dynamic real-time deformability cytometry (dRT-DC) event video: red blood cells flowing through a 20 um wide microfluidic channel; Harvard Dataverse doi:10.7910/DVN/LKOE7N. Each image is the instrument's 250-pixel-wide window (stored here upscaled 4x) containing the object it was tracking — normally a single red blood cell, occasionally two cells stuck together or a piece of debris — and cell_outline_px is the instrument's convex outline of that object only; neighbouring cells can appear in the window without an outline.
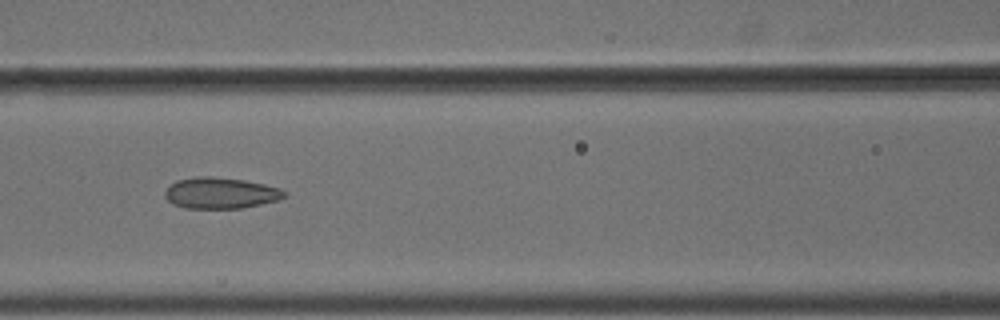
{"species": "common noctule bat (a hibernating species)", "species_latin": "Nyctalus noctula", "temperature_condition": "cold", "stored_images_in_passage": 10, "camera_frame_rate_fps": 3000, "um_per_image_px": 0.085, "animal": {"sex": "male", "body_mass_g": 18.8}, "frame": {"image": 1, "passage_image": 6, "time_ms": 1.667, "image_size_px": [1000, 320], "cell_outline_px": [[288, 192], [280, 200], [240, 208], [184, 208], [172, 204], [164, 196], [164, 192], [176, 180], [196, 176], [212, 176], [244, 180], [264, 184], [280, 188]], "centroid_in_image_um": [18.74, 16.4], "position_along_channel_um": 147.9, "area_um2": 21.73}}
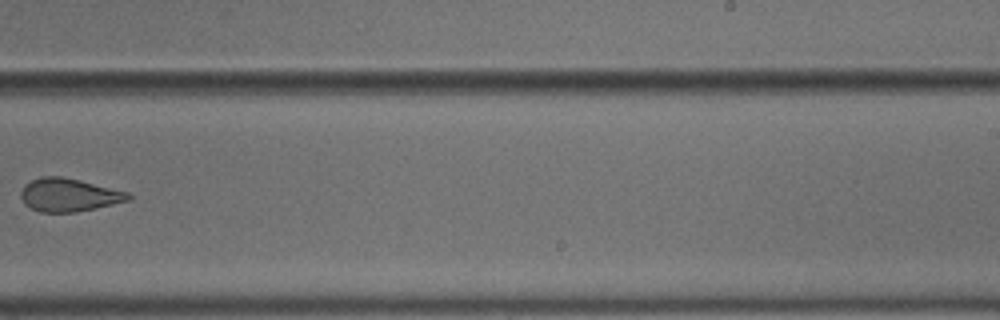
{"frame": {"image": 2, "passage_image": 9, "time_ms": 2.667, "image_size_px": [1000, 320], "cell_outline_px": [[132, 196], [128, 200], [96, 208], [76, 212], [40, 212], [24, 204], [20, 196], [20, 192], [24, 184], [32, 180], [44, 176], [60, 176], [80, 180], [132, 192]], "centroid_in_image_um": [5.87, 16.56], "position_along_channel_um": 283.1, "area_um2": 20.87}}
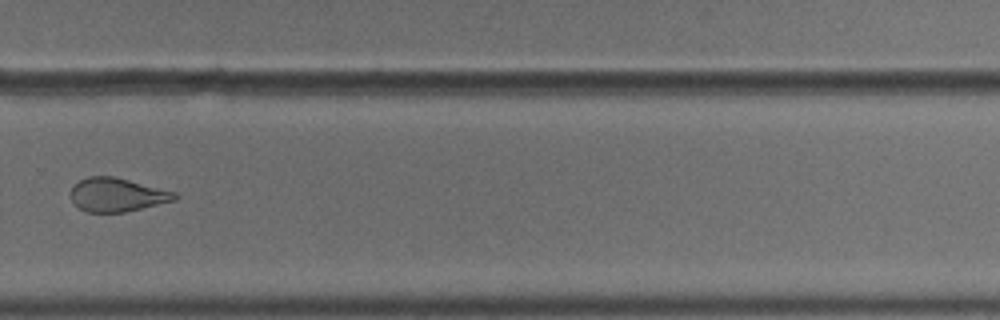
{"frame": {"image": 3, "passage_image": 10, "time_ms": 3.0, "image_size_px": [1000, 320], "cell_outline_px": [[180, 196], [176, 200], [124, 212], [84, 212], [72, 204], [68, 192], [80, 180], [88, 176], [112, 176], [176, 192]], "centroid_in_image_um": [9.9, 16.57], "position_along_channel_um": 319.9, "area_um2": 20.52}}